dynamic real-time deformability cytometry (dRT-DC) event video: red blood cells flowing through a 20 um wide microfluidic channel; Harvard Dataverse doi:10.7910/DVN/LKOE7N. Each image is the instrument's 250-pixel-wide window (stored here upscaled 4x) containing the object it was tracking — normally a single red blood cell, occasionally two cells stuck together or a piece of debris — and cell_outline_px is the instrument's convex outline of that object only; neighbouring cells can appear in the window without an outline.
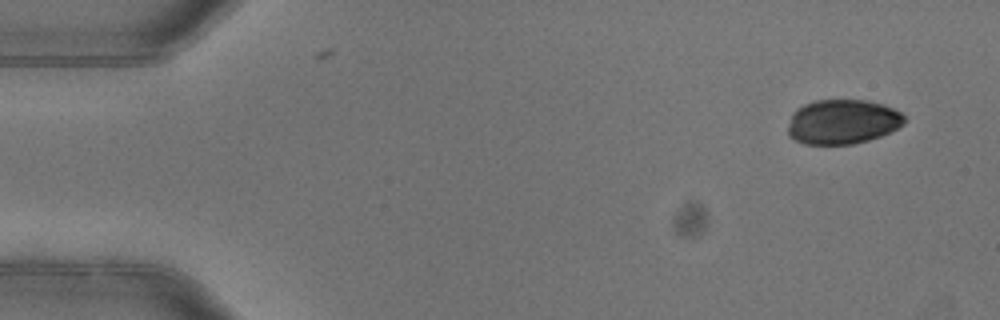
{"species": "common noctule bat (a hibernating species)", "species_latin": "Nyctalus noctula", "temperature_condition": "warm", "stored_images_in_passage": 5, "camera_frame_rate_fps": 3000, "um_per_image_px": 0.085, "animal": {"sex": "female"}, "frame": {"image": 1, "passage_image": 1, "time_ms": 0.0, "image_size_px": [1000, 320], "cell_outline_px": [[904, 124], [880, 136], [868, 140], [852, 144], [804, 144], [788, 136], [788, 124], [792, 112], [796, 108], [804, 104], [816, 100], [868, 100], [884, 104], [900, 112], [904, 116]], "centroid_in_image_um": [71.58, 10.34], "position_along_channel_um": 13.4, "area_um2": 30.35}}
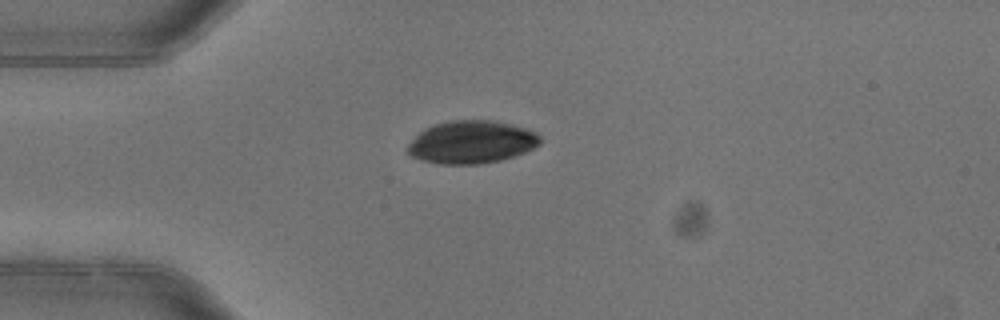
{"frame": {"image": 2, "passage_image": 4, "time_ms": 1.0, "image_size_px": [1000, 320], "cell_outline_px": [[540, 144], [524, 152], [500, 160], [480, 164], [440, 164], [424, 160], [412, 156], [408, 152], [408, 144], [424, 128], [432, 124], [448, 120], [492, 120], [512, 124], [536, 132], [540, 136]], "centroid_in_image_um": [40.07, 12.06], "position_along_channel_um": 44.9, "area_um2": 32.89}}